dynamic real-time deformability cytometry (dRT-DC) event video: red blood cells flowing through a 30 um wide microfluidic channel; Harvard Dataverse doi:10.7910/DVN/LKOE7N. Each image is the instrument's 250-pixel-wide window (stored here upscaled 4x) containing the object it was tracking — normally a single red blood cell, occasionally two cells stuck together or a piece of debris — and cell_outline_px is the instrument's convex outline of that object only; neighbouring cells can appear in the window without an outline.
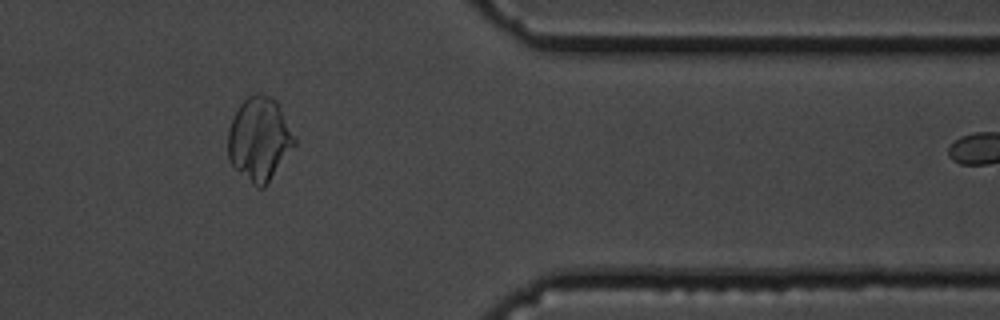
{"species": "common noctule bat (a hibernating species)", "species_latin": "Nyctalus noctula", "temperature_condition": "cold", "stored_images_in_passage": 50, "camera_frame_rate_fps": 3000, "um_per_image_px": 0.085, "animal": {"sex": "male", "body_mass_g": 19.5, "forearm_length_mm": 54.6}, "frame": {"image": 1, "passage_image": 47, "time_ms": 15.333, "image_size_px": [1000, 320], "cell_outline_px": [[296, 144], [264, 188], [256, 188], [228, 160], [228, 128], [240, 104], [248, 96], [256, 92], [260, 92], [276, 100], [296, 140]], "centroid_in_image_um": [22.03, 11.82], "position_along_channel_um": 389.4, "area_um2": 32.08}}